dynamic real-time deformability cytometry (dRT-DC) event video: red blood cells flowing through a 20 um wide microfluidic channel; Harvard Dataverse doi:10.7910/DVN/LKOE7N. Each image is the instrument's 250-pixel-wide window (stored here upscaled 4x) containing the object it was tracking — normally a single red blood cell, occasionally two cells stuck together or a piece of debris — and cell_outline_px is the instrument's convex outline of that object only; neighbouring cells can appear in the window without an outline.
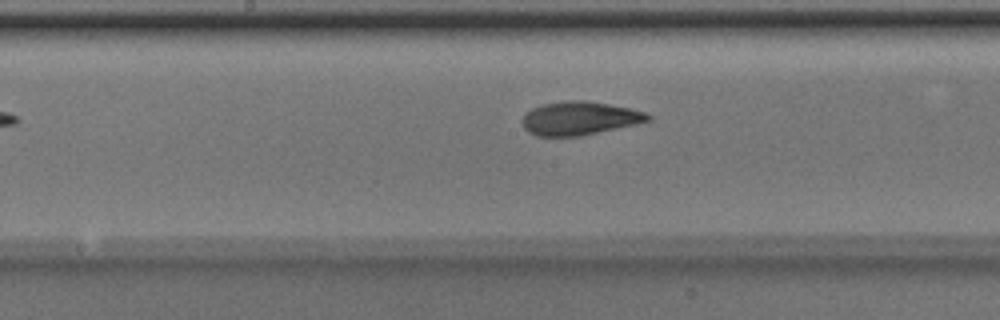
{"species": "Egyptian fruit bat (a non-hibernating species)", "species_latin": "Rousettus aegyptiacus", "temperature_condition": "room temperature", "stored_images_in_passage": 5, "camera_frame_rate_fps": 3000, "um_per_image_px": 0.085, "animal": {"sex": "male"}, "frame": {"image": 1, "passage_image": 5, "time_ms": 1.333, "image_size_px": [1000, 320], "cell_outline_px": [[652, 120], [636, 124], [580, 136], [536, 136], [528, 132], [524, 128], [524, 116], [532, 108], [540, 104], [564, 100], [584, 100], [608, 104], [628, 108], [644, 112], [652, 116]], "centroid_in_image_um": [49.26, 10.05], "position_along_channel_um": 198.9, "area_um2": 24.39}}